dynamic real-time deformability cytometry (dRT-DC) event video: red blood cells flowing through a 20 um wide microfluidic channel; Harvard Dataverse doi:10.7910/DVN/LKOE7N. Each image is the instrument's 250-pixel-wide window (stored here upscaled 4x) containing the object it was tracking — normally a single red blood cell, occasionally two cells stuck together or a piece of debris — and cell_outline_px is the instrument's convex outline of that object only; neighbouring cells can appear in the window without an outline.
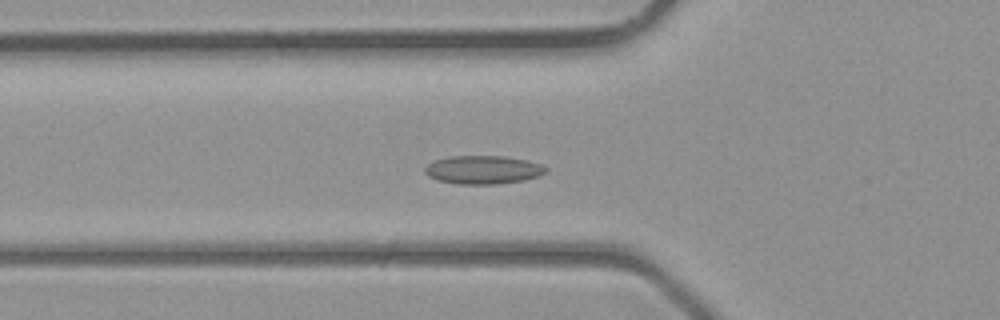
{"species": "common noctule bat (a hibernating species)", "species_latin": "Nyctalus noctula", "temperature_condition": "room temperature", "stored_images_in_passage": 41, "camera_frame_rate_fps": 3000, "um_per_image_px": 0.085, "animal": {"sex": "male", "body_mass_g": 23.1, "forearm_length_mm": 52.7}, "frame": {"image": 1, "passage_image": 15, "time_ms": 4.667, "image_size_px": [1000, 320], "cell_outline_px": [[548, 172], [540, 176], [524, 180], [496, 184], [460, 184], [436, 180], [428, 176], [424, 172], [424, 168], [428, 164], [436, 160], [448, 156], [500, 156], [524, 160], [540, 164], [548, 168]], "centroid_in_image_um": [41.06, 14.44], "position_along_channel_um": 84.7, "area_um2": 20.0}}
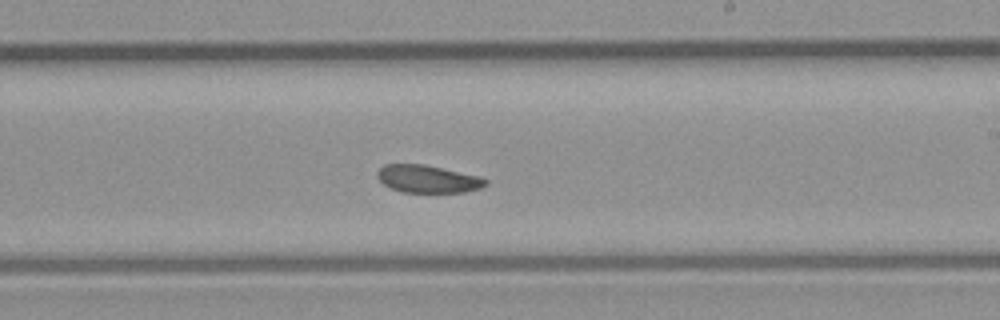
{"frame": {"image": 2, "passage_image": 25, "time_ms": 8.0, "image_size_px": [1000, 320], "cell_outline_px": [[488, 184], [480, 188], [464, 192], [400, 192], [384, 184], [376, 176], [376, 172], [384, 164], [424, 164], [480, 176], [488, 180]], "centroid_in_image_um": [36.36, 15.2], "position_along_channel_um": 252.6, "area_um2": 17.46}}
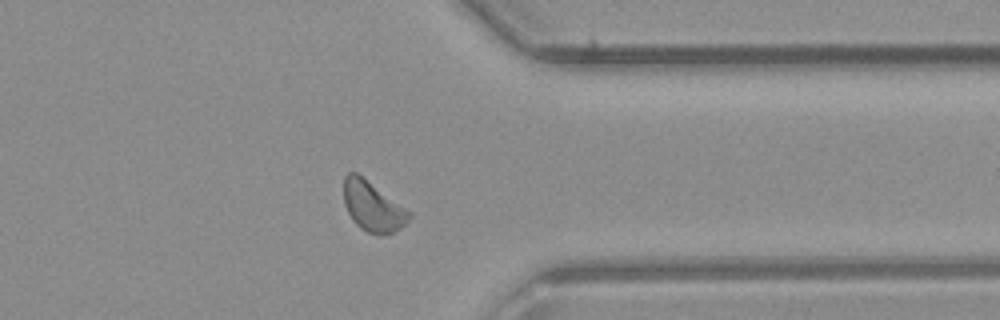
{"frame": {"image": 3, "passage_image": 33, "time_ms": 10.667, "image_size_px": [1000, 320], "cell_outline_px": [[412, 216], [400, 228], [392, 232], [376, 236], [360, 228], [352, 220], [344, 204], [344, 176], [348, 172], [356, 172], [412, 212]], "centroid_in_image_um": [31.67, 17.55], "position_along_channel_um": 379.7, "area_um2": 18.96}}